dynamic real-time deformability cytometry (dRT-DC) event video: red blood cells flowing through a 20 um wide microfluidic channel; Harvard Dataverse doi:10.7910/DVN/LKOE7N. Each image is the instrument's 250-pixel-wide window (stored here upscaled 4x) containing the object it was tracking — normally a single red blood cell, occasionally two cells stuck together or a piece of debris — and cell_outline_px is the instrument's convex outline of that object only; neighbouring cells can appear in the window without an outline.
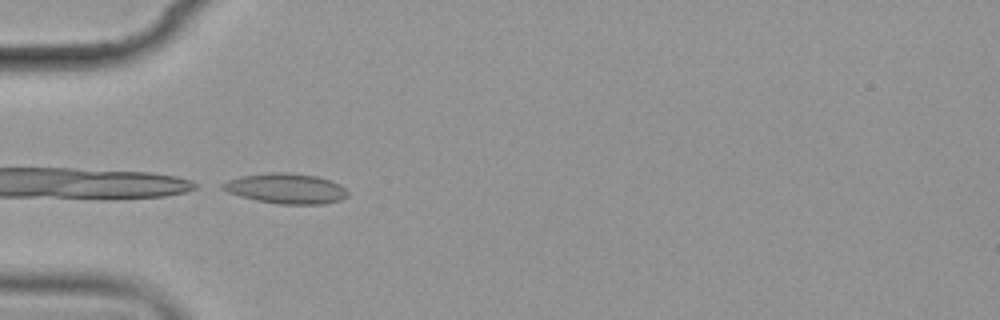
{"species": "common noctule bat (a hibernating species)", "species_latin": "Nyctalus noctula", "temperature_condition": "cold", "stored_images_in_passage": 7, "camera_frame_rate_fps": 3000, "um_per_image_px": 0.085, "animal": {"sex": "female", "body_mass_g": 19.9}, "frame": {"image": 1, "passage_image": 5, "time_ms": 5.333, "image_size_px": [1000, 320], "cell_outline_px": [[348, 196], [340, 200], [324, 204], [280, 204], [256, 200], [240, 196], [228, 192], [220, 188], [220, 184], [228, 180], [240, 176], [272, 172], [284, 172], [316, 176], [340, 184], [348, 192]], "centroid_in_image_um": [24.29, 16.02], "position_along_channel_um": 60.7, "area_um2": 21.96}}
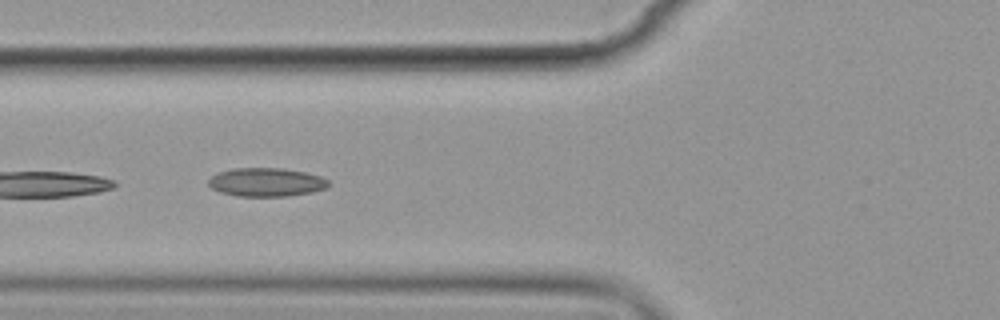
{"frame": {"image": 2, "passage_image": 6, "time_ms": 6.667, "image_size_px": [1000, 320], "cell_outline_px": [[328, 184], [324, 188], [312, 192], [288, 196], [236, 196], [220, 192], [212, 188], [208, 184], [208, 180], [212, 176], [220, 172], [232, 168], [284, 168], [304, 172], [320, 176], [328, 180]], "centroid_in_image_um": [22.61, 15.48], "position_along_channel_um": 103.2, "area_um2": 19.88}}
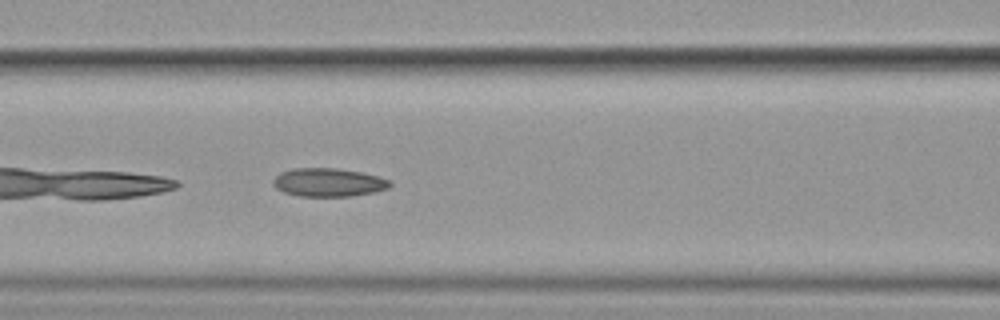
{"frame": {"image": 3, "passage_image": 7, "time_ms": 7.667, "image_size_px": [1000, 320], "cell_outline_px": [[392, 184], [388, 188], [376, 192], [348, 196], [300, 196], [284, 192], [276, 188], [272, 184], [272, 180], [280, 172], [292, 168], [336, 168], [360, 172], [380, 176], [392, 180]], "centroid_in_image_um": [27.93, 15.49], "position_along_channel_um": 138.7, "area_um2": 19.48}}